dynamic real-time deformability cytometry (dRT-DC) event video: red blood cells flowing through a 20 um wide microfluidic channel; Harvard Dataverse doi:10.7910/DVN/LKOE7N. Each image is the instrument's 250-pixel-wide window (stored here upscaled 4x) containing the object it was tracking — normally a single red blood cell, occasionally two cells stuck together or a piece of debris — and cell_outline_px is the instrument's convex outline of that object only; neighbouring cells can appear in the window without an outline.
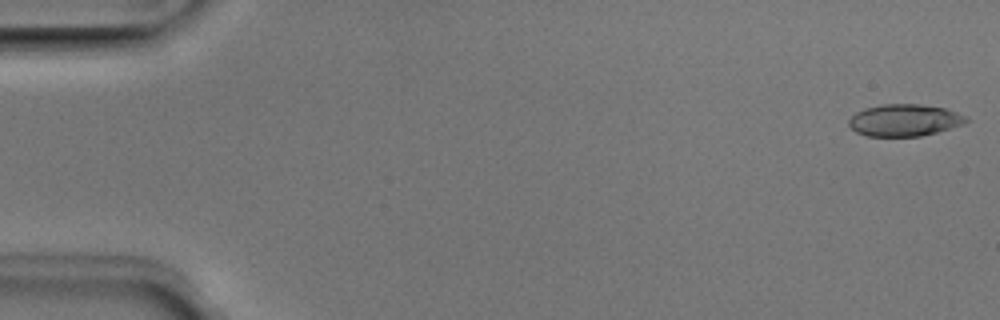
{"species": "Egyptian fruit bat (a non-hibernating species)", "species_latin": "Rousettus aegyptiacus", "temperature_condition": "room temperature", "stored_images_in_passage": 13, "camera_frame_rate_fps": 3000, "um_per_image_px": 0.085, "animal": {"sex": "male"}, "frame": {"image": 1, "passage_image": 1, "time_ms": 0.0, "image_size_px": [1000, 320], "cell_outline_px": [[968, 120], [964, 124], [936, 132], [920, 136], [868, 136], [856, 132], [848, 124], [848, 120], [856, 112], [864, 108], [880, 104], [920, 104], [944, 108], [968, 116]], "centroid_in_image_um": [76.87, 10.21], "position_along_channel_um": 8.1, "area_um2": 21.85}}